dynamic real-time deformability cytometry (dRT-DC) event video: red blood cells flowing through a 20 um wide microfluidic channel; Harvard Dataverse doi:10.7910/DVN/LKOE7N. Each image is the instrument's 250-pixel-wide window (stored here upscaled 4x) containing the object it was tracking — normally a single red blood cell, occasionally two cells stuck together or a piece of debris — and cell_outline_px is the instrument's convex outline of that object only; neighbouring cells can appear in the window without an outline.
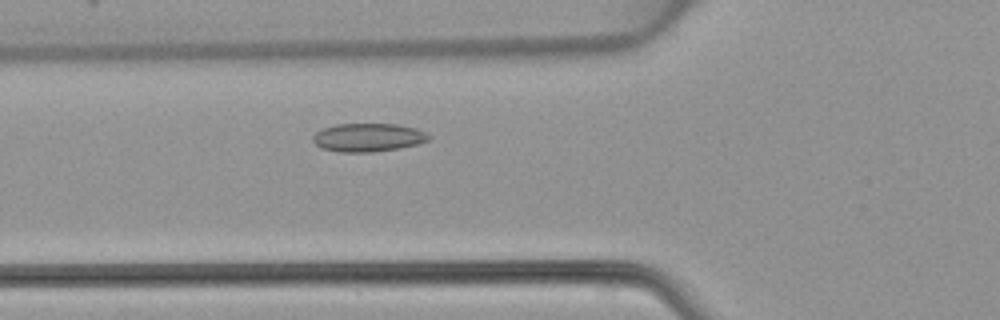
{"species": "common noctule bat (a hibernating species)", "species_latin": "Nyctalus noctula", "temperature_condition": "warm", "stored_images_in_passage": 43, "camera_frame_rate_fps": 3000, "um_per_image_px": 0.085, "animal": {"sex": "female", "body_mass_g": 22.7, "forearm_length_mm": 54.2}, "frame": {"image": 1, "passage_image": 12, "time_ms": 3.667, "image_size_px": [1000, 320], "cell_outline_px": [[432, 136], [428, 140], [416, 144], [400, 148], [372, 152], [340, 152], [320, 148], [312, 140], [312, 136], [316, 132], [324, 128], [336, 124], [396, 124], [416, 128], [428, 132]], "centroid_in_image_um": [31.3, 11.68], "position_along_channel_um": 94.5, "area_um2": 19.25}}
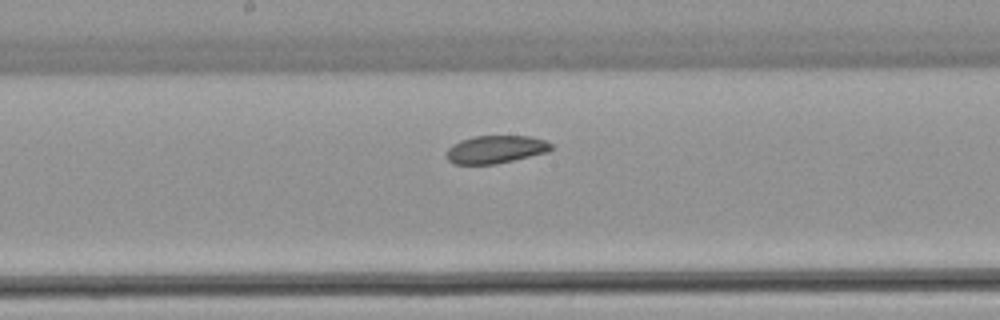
{"frame": {"image": 2, "passage_image": 20, "time_ms": 6.333, "image_size_px": [1000, 320], "cell_outline_px": [[552, 148], [548, 152], [496, 164], [452, 164], [448, 160], [448, 148], [452, 144], [460, 140], [472, 136], [532, 136], [544, 140], [552, 144]], "centroid_in_image_um": [42.13, 12.69], "position_along_channel_um": 206.1, "area_um2": 16.99}}
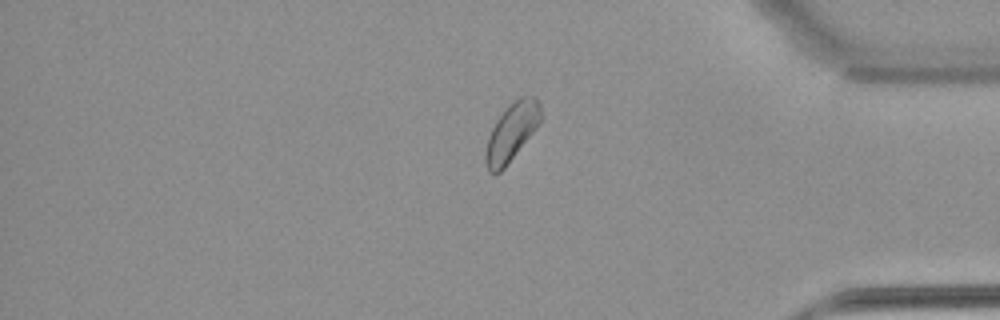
{"frame": {"image": 3, "passage_image": 35, "time_ms": 11.333, "image_size_px": [1000, 320], "cell_outline_px": [[540, 120], [536, 128], [504, 168], [500, 172], [488, 172], [484, 160], [484, 152], [488, 136], [496, 120], [508, 104], [520, 96], [536, 96], [540, 104]], "centroid_in_image_um": [43.46, 11.21], "position_along_channel_um": 391.7, "area_um2": 18.5}}